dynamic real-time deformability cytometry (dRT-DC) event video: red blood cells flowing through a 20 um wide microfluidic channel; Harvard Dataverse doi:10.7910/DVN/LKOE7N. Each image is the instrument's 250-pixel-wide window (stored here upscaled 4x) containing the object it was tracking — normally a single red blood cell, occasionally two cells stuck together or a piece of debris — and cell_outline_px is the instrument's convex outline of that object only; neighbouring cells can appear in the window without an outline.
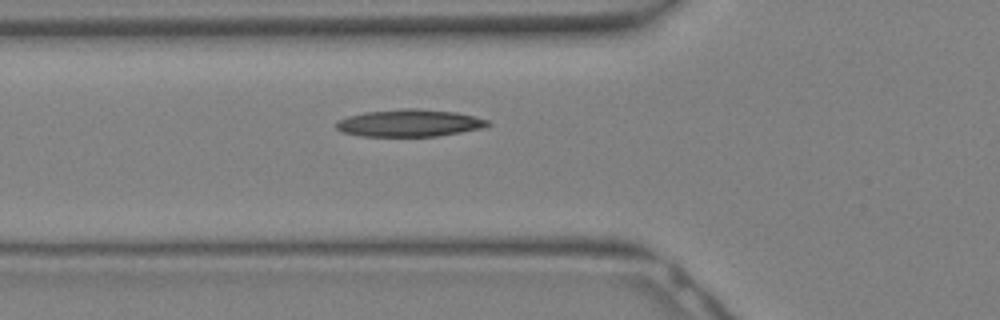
{"species": "Egyptian fruit bat (a non-hibernating species)", "species_latin": "Rousettus aegyptiacus", "temperature_condition": "warm", "stored_images_in_passage": 15, "camera_frame_rate_fps": 3000, "um_per_image_px": 0.085, "animal": {"sex": "female"}, "frame": {"image": 1, "passage_image": 11, "time_ms": 3.333, "image_size_px": [1000, 320], "cell_outline_px": [[492, 124], [484, 128], [436, 136], [360, 136], [340, 132], [336, 128], [336, 120], [348, 116], [364, 112], [404, 108], [416, 108], [456, 112], [488, 120]], "centroid_in_image_um": [34.77, 10.46], "position_along_channel_um": 91.0, "area_um2": 24.16}}
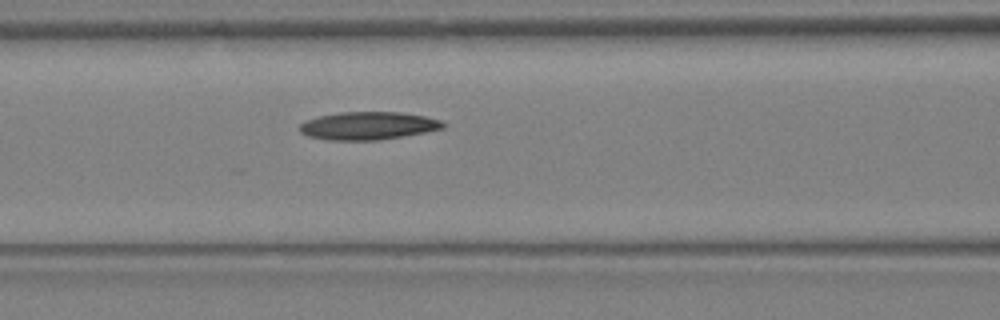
{"frame": {"image": 2, "passage_image": 13, "time_ms": 4.0, "image_size_px": [1000, 320], "cell_outline_px": [[448, 124], [444, 128], [404, 136], [380, 140], [328, 140], [308, 136], [300, 132], [300, 124], [304, 120], [320, 116], [340, 112], [400, 112], [424, 116], [440, 120]], "centroid_in_image_um": [31.29, 10.69], "position_along_channel_um": 135.3, "area_um2": 23.35}}
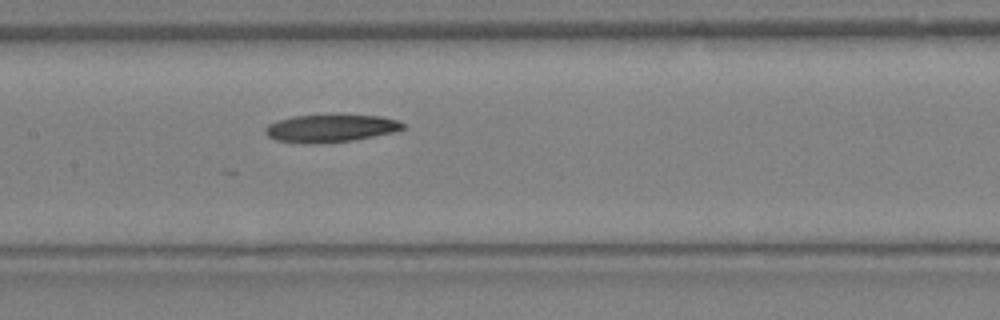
{"frame": {"image": 3, "passage_image": 15, "time_ms": 4.667, "image_size_px": [1000, 320], "cell_outline_px": [[404, 128], [392, 132], [352, 140], [320, 144], [300, 144], [276, 140], [268, 136], [264, 132], [264, 128], [268, 124], [292, 116], [380, 116], [400, 120], [404, 124]], "centroid_in_image_um": [28.05, 10.93], "position_along_channel_um": 179.3, "area_um2": 21.91}}